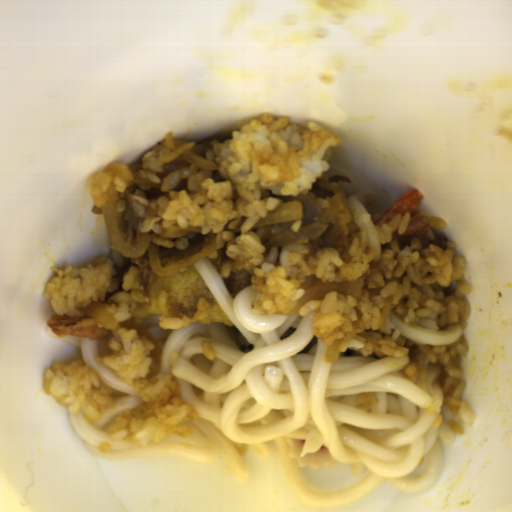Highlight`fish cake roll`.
Masks as SVG:
<instances>
[{"label": "fish cake roll", "instance_id": "14b837c1", "mask_svg": "<svg viewBox=\"0 0 512 512\" xmlns=\"http://www.w3.org/2000/svg\"><path fill=\"white\" fill-rule=\"evenodd\" d=\"M288 453L291 459L296 460L301 467H310L314 471L322 467L337 464L338 459L332 457L326 446H320L319 451L315 453H306L302 455L303 447L306 440L299 438H287Z\"/></svg>", "mask_w": 512, "mask_h": 512}]
</instances>
